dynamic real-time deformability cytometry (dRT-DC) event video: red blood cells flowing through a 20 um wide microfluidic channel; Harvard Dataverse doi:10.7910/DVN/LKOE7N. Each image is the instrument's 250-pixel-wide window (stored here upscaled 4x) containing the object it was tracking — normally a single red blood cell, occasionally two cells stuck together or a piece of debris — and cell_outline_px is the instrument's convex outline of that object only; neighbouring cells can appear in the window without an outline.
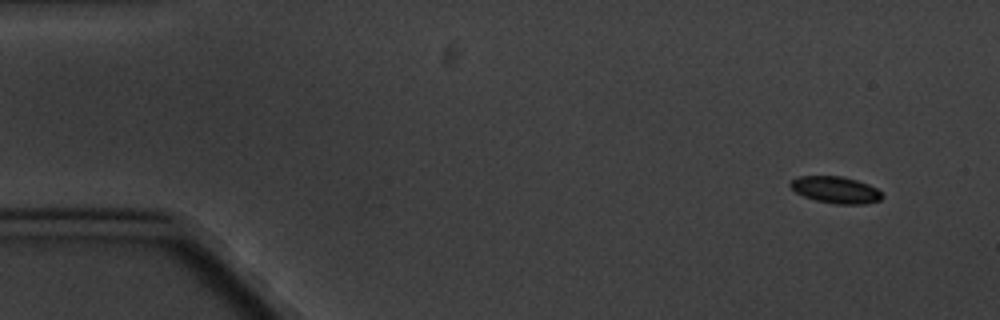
{"species": "common noctule bat (a hibernating species)", "species_latin": "Nyctalus noctula", "temperature_condition": "cold", "stored_images_in_passage": 5, "camera_frame_rate_fps": 3000, "um_per_image_px": 0.085, "animal": {"sex": "male", "body_mass_g": 20.1, "forearm_length_mm": 53.5}, "frame": {"image": 1, "passage_image": 1, "time_ms": 0.0, "image_size_px": [1000, 320], "cell_outline_px": [[884, 196], [880, 200], [864, 204], [836, 204], [816, 200], [804, 196], [796, 192], [788, 184], [792, 180], [800, 176], [844, 176], [868, 184], [876, 188]], "centroid_in_image_um": [71.04, 16.13], "position_along_channel_um": 14.0, "area_um2": 14.22}}
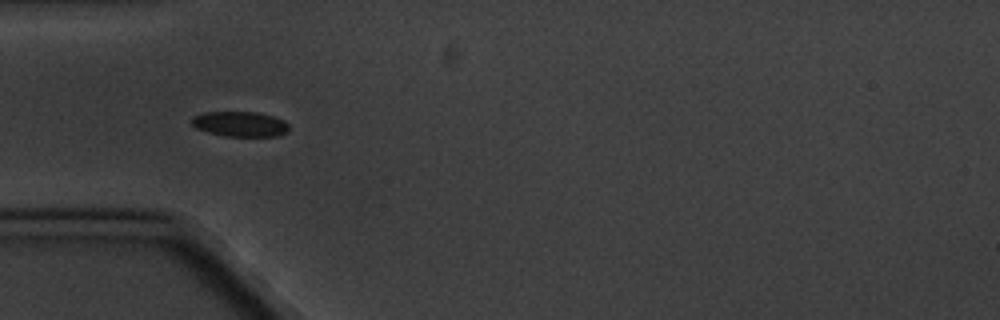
{"frame": {"image": 2, "passage_image": 4, "time_ms": 4.667, "image_size_px": [1000, 320], "cell_outline_px": [[288, 128], [284, 132], [276, 136], [224, 136], [208, 132], [196, 128], [192, 124], [192, 116], [204, 112], [256, 112], [272, 116], [284, 120], [288, 124]], "centroid_in_image_um": [20.37, 10.53], "position_along_channel_um": 64.6, "area_um2": 14.1}}